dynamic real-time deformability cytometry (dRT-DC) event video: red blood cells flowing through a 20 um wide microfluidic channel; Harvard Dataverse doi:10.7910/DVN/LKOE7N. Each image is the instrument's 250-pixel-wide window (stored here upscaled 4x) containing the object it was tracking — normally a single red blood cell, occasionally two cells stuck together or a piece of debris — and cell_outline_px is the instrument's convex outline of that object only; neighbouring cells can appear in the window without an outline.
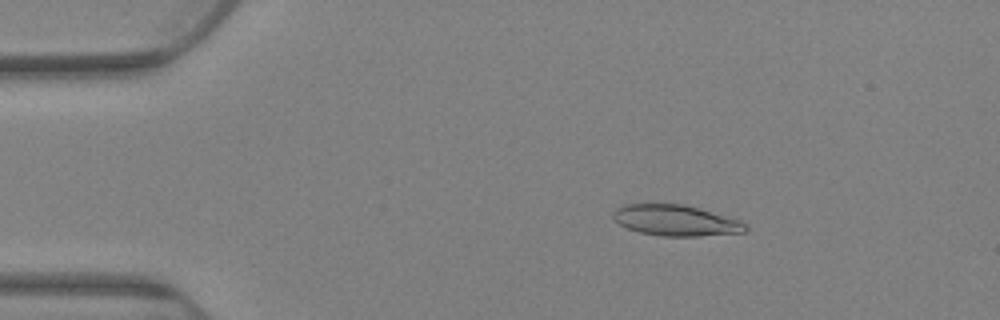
{"species": "Egyptian fruit bat (a non-hibernating species)", "species_latin": "Rousettus aegyptiacus", "temperature_condition": "warm", "stored_images_in_passage": 81, "camera_frame_rate_fps": 3000, "um_per_image_px": 0.085, "animal": {"sex": "female"}, "frame": {"image": 1, "passage_image": 14, "time_ms": 4.333, "image_size_px": [1000, 320], "cell_outline_px": [[748, 228], [744, 232], [700, 236], [660, 236], [640, 232], [628, 228], [620, 224], [612, 216], [612, 212], [616, 208], [624, 204], [684, 204], [700, 208], [740, 220], [748, 224]], "centroid_in_image_um": [57.46, 18.73], "position_along_channel_um": 27.5, "area_um2": 23.87}}
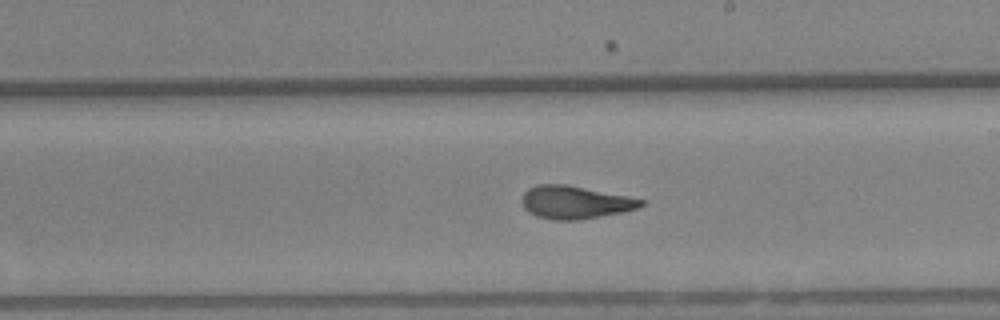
{"frame": {"image": 2, "passage_image": 47, "time_ms": 15.333, "image_size_px": [1000, 320], "cell_outline_px": [[648, 200], [644, 204], [636, 208], [624, 212], [580, 220], [552, 220], [536, 216], [528, 212], [524, 208], [520, 200], [524, 192], [528, 188], [536, 184], [568, 184]], "centroid_in_image_um": [48.87, 17.19], "position_along_channel_um": 240.1, "area_um2": 23.24}}
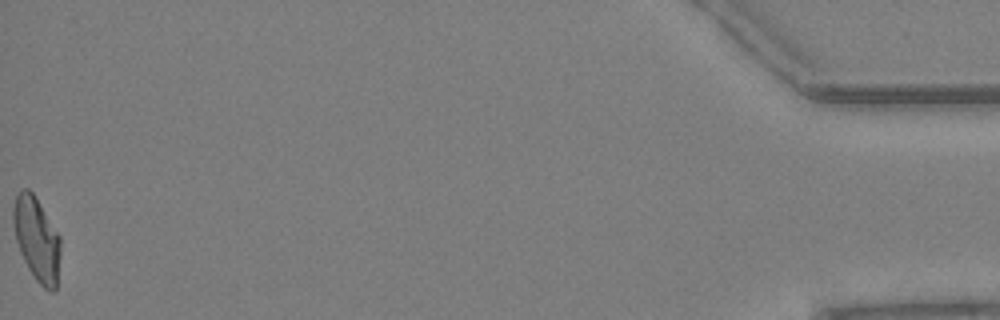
{"frame": {"image": 3, "passage_image": 81, "time_ms": 26.667, "image_size_px": [1000, 320], "cell_outline_px": [[60, 252], [56, 292], [52, 292], [44, 288], [36, 280], [28, 268], [20, 252], [16, 240], [12, 224], [12, 208], [16, 196], [24, 188], [28, 188], [32, 192], [60, 236]], "centroid_in_image_um": [3.11, 20.34], "position_along_channel_um": 432.1, "area_um2": 23.0}, "authors_computed_cell_mechanics": {"area_um2": 23.2356, "velocity_mm_per_s": 2.5625, "shape_relaxation_time_tau1_ms": null, "shape_relaxation_time_tau2_ms": 2.5621, "deformation_change_tau1": null, "deformation_change_tau2": 0.0938}}